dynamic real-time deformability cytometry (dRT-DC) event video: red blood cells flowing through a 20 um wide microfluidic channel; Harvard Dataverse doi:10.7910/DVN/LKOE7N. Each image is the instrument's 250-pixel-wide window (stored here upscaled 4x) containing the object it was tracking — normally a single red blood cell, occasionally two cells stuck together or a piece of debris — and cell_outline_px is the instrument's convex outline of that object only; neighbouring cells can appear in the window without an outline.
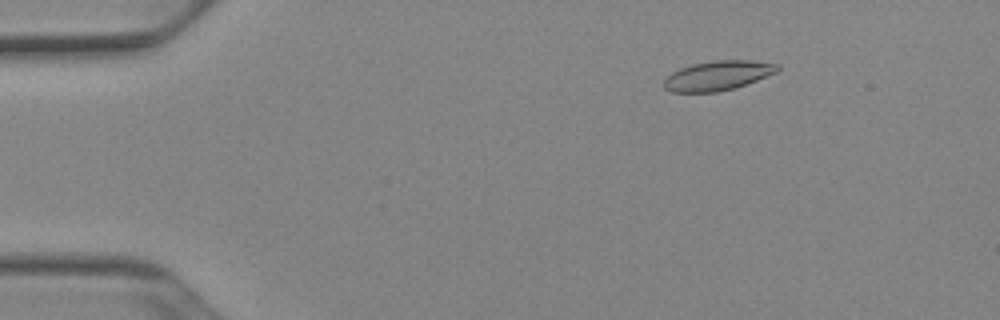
{"species": "Egyptian fruit bat (a non-hibernating species)", "species_latin": "Rousettus aegyptiacus", "temperature_condition": "cold", "stored_images_in_passage": 52, "camera_frame_rate_fps": 3000, "um_per_image_px": 0.085, "animal": {"sex": "female"}, "frame": {"image": 1, "passage_image": 8, "time_ms": 2.333, "image_size_px": [1000, 320], "cell_outline_px": [[780, 68], [776, 72], [736, 88], [716, 92], [672, 92], [664, 88], [664, 80], [672, 72], [680, 68], [692, 64], [716, 60], [752, 60], [780, 64]], "centroid_in_image_um": [61.02, 6.42], "position_along_channel_um": 24.0, "area_um2": 19.54}}
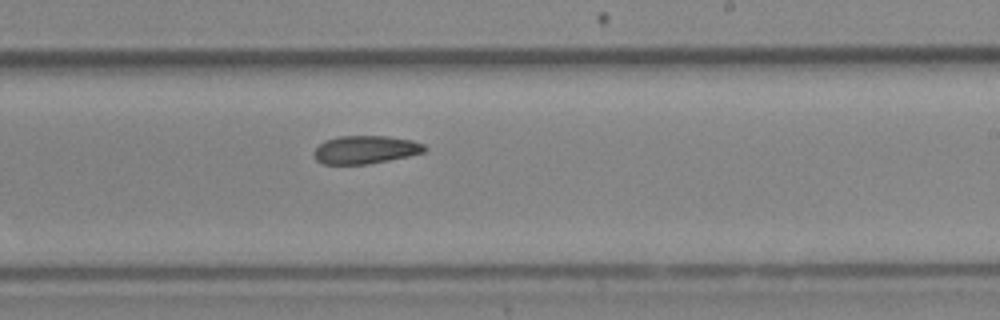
{"frame": {"image": 2, "passage_image": 32, "time_ms": 10.333, "image_size_px": [1000, 320], "cell_outline_px": [[428, 148], [424, 152], [408, 156], [368, 164], [324, 164], [316, 160], [312, 152], [324, 140], [340, 136], [388, 136], [412, 140], [424, 144]], "centroid_in_image_um": [31.06, 12.72], "position_along_channel_um": 257.9, "area_um2": 18.15}}
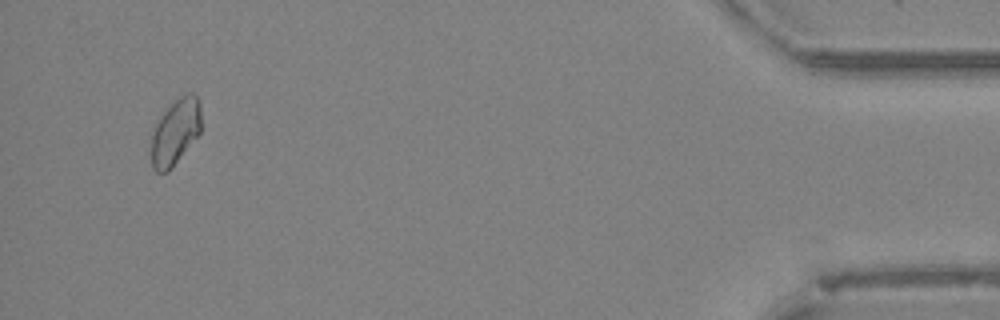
{"frame": {"image": 3, "passage_image": 50, "time_ms": 16.333, "image_size_px": [1000, 320], "cell_outline_px": [[200, 132], [172, 168], [168, 172], [156, 172], [152, 168], [152, 124], [180, 96], [188, 92], [192, 92], [196, 96], [200, 104]], "centroid_in_image_um": [14.88, 11.21], "position_along_channel_um": 420.3, "area_um2": 19.13}, "authors_computed_cell_mechanics": {"area_um2": 19.1896, "velocity_mm_per_s": 3.9069, "shape_relaxation_time_tau1_ms": null, "shape_relaxation_time_tau2_ms": 6.7112, "deformation_change_tau1": null, "deformation_change_tau2": 0.1061}}